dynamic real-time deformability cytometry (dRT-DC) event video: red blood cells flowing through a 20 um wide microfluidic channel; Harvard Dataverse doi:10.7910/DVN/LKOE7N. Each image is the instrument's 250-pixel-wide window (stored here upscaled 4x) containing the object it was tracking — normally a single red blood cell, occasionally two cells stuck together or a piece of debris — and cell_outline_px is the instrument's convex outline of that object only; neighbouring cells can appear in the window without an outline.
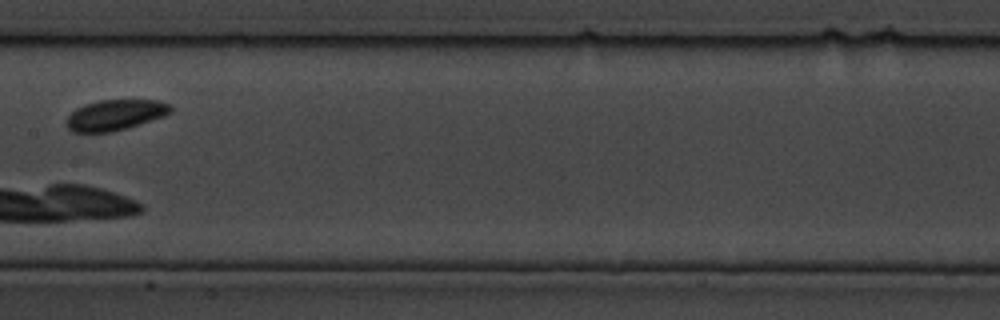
{"species": "common noctule bat (a hibernating species)", "species_latin": "Nyctalus noctula", "temperature_condition": "cold", "stored_images_in_passage": 18, "camera_frame_rate_fps": 3000, "um_per_image_px": 0.085, "animal": {"sex": "male", "body_mass_g": 19.5, "forearm_length_mm": 54.6}, "frame": {"image": 1, "passage_image": 8, "time_ms": 2.333, "image_size_px": [1000, 320], "cell_outline_px": [[172, 112], [164, 116], [112, 132], [72, 132], [68, 128], [68, 116], [76, 108], [96, 100], [160, 100], [168, 104], [172, 108]], "centroid_in_image_um": [9.8, 9.76], "position_along_channel_um": 197.6, "area_um2": 18.38}}
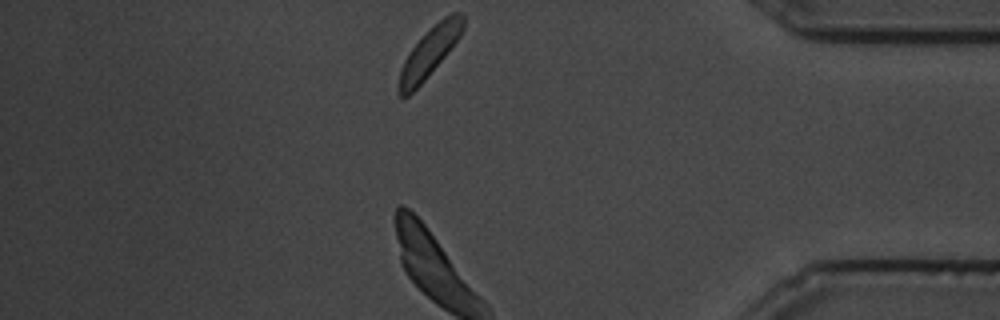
{"frame": {"image": 2, "passage_image": 18, "time_ms": 5.667, "image_size_px": [1000, 320], "cell_outline_px": [[464, 28], [460, 36], [444, 56], [424, 80], [408, 96], [400, 96], [396, 88], [400, 68], [404, 60], [412, 48], [444, 16], [452, 12], [460, 12], [464, 16]], "centroid_in_image_um": [36.48, 4.46], "position_along_channel_um": 398.7, "area_um2": 17.92}}